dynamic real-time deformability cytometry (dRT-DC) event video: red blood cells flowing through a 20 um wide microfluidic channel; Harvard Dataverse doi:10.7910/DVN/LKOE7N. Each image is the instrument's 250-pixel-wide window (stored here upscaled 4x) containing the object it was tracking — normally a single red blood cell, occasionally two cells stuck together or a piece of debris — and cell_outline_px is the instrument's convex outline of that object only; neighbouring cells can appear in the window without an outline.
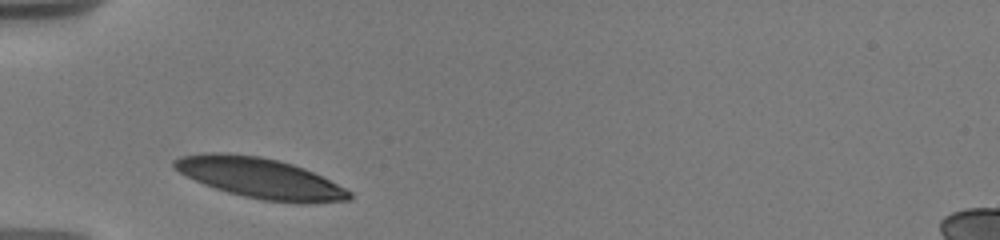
{"species": "human", "species_latin": "Homo sapiens", "temperature_condition": "warm", "stored_images_in_passage": 9, "camera_frame_rate_fps": 3000, "um_per_image_px": 0.085, "donor": {"sex": "male"}, "frame": {"image": 1, "passage_image": 1, "time_ms": 0.0, "image_size_px": [1000, 240], "cell_outline_px": [[352, 200], [308, 204], [300, 204], [264, 200], [244, 196], [228, 192], [204, 184], [180, 172], [172, 164], [172, 160], [180, 156], [208, 152], [224, 152], [260, 156], [292, 164], [304, 168], [352, 192]], "centroid_in_image_um": [22.13, 15.14], "position_along_channel_um": 62.9, "area_um2": 41.04}}
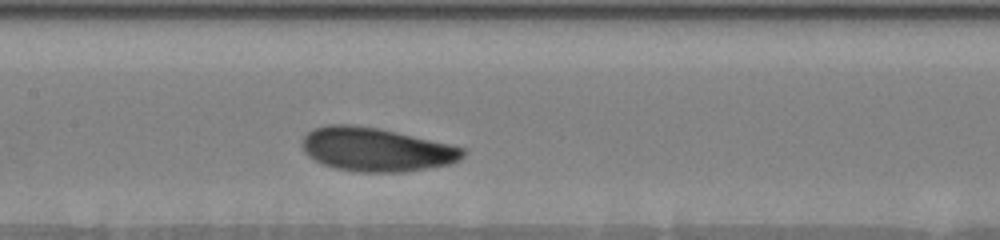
{"frame": {"image": 2, "passage_image": 6, "time_ms": 3.333, "image_size_px": [1000, 240], "cell_outline_px": [[464, 156], [460, 160], [448, 164], [404, 172], [360, 172], [336, 168], [324, 164], [308, 156], [304, 152], [304, 136], [312, 128], [328, 124], [352, 124], [380, 128], [452, 144], [464, 148]], "centroid_in_image_um": [31.99, 12.69], "position_along_channel_um": 175.4, "area_um2": 40.92}}
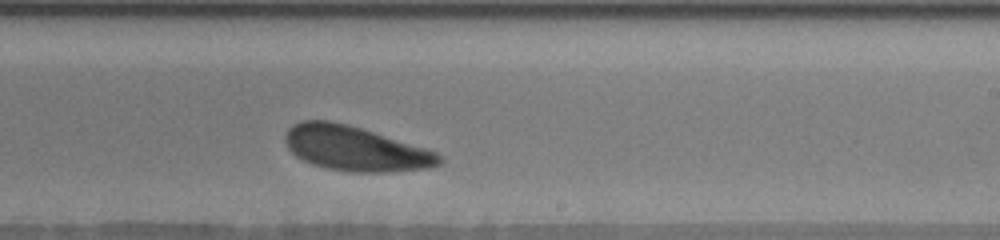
{"frame": {"image": 3, "passage_image": 9, "time_ms": 5.667, "image_size_px": [1000, 240], "cell_outline_px": [[444, 160], [440, 164], [428, 168], [392, 172], [348, 172], [328, 168], [312, 164], [296, 156], [288, 148], [284, 140], [284, 136], [288, 128], [292, 124], [300, 120], [328, 120], [348, 124], [424, 148], [436, 152], [444, 156]], "centroid_in_image_um": [30.18, 12.63], "position_along_channel_um": 258.8, "area_um2": 40.17}}